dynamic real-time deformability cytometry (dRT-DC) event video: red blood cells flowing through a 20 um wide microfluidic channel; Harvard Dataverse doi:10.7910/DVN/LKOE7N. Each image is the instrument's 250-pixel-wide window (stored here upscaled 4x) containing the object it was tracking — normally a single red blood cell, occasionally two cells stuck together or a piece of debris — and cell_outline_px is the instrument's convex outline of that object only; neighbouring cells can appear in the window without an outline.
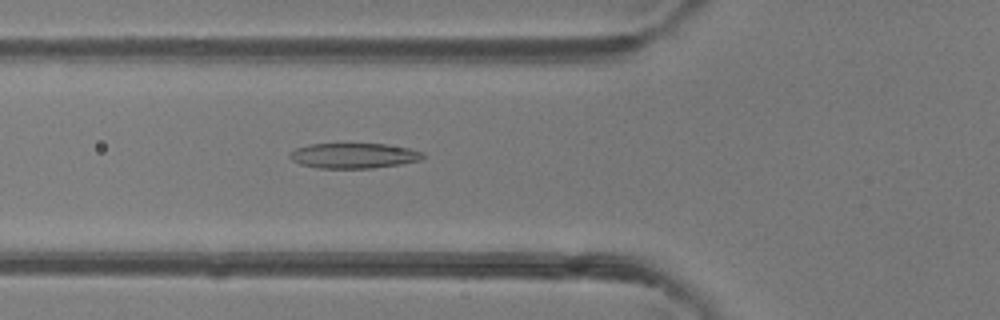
{"species": "common noctule bat (a hibernating species)", "species_latin": "Nyctalus noctula", "temperature_condition": "room temperature", "stored_images_in_passage": 48, "camera_frame_rate_fps": 3000, "um_per_image_px": 0.085, "animal": {"sex": "female"}, "frame": {"image": 1, "passage_image": 18, "time_ms": 5.667, "image_size_px": [1000, 320], "cell_outline_px": [[424, 156], [420, 160], [400, 164], [372, 168], [320, 168], [300, 164], [292, 160], [288, 156], [296, 148], [312, 144], [388, 144], [408, 148], [424, 152]], "centroid_in_image_um": [30.09, 13.23], "position_along_channel_um": 95.7, "area_um2": 19.42}}
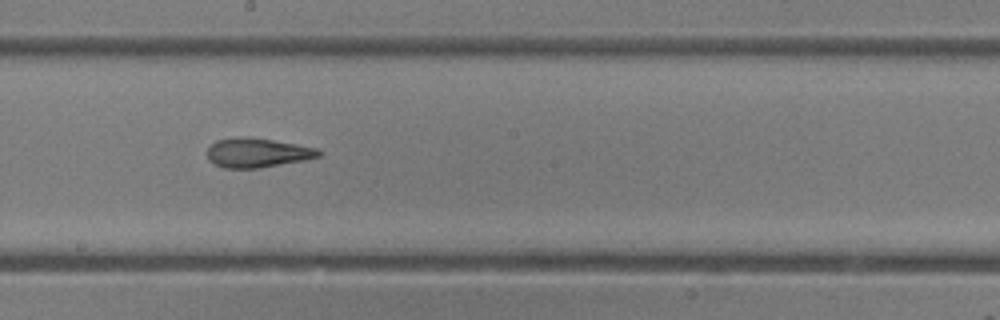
{"frame": {"image": 2, "passage_image": 27, "time_ms": 8.667, "image_size_px": [1000, 320], "cell_outline_px": [[324, 152], [320, 156], [304, 160], [256, 168], [224, 168], [208, 160], [208, 148], [216, 140], [240, 136], [248, 136], [296, 144], [316, 148]], "centroid_in_image_um": [21.87, 12.97], "position_along_channel_um": 226.3, "area_um2": 18.96}}
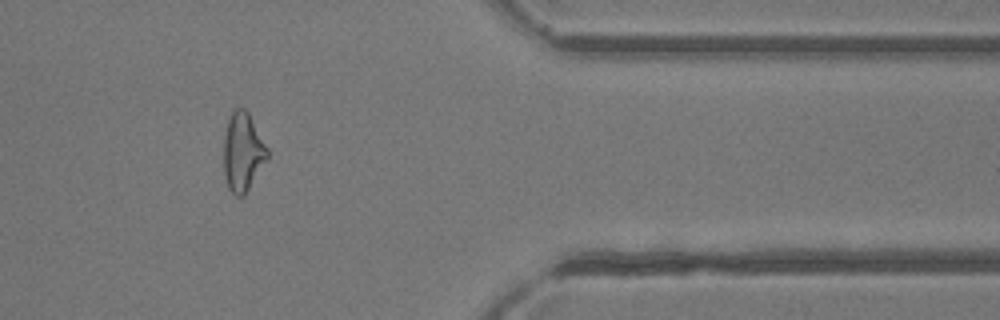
{"frame": {"image": 3, "passage_image": 40, "time_ms": 13.0, "image_size_px": [1000, 320], "cell_outline_px": [[268, 156], [244, 196], [236, 196], [228, 188], [224, 176], [224, 136], [228, 116], [236, 108], [244, 108], [248, 112], [268, 148]], "centroid_in_image_um": [20.61, 12.9], "position_along_channel_um": 390.8, "area_um2": 19.88}, "authors_computed_cell_mechanics": {"area_um2": 20.519, "velocity_mm_per_s": 4.3257, "shape_relaxation_time_tau1_ms": 4.6544, "shape_relaxation_time_tau2_ms": 2.0951, "deformation_change_tau1": 0.1811, "deformation_change_tau2": 0.1183}}